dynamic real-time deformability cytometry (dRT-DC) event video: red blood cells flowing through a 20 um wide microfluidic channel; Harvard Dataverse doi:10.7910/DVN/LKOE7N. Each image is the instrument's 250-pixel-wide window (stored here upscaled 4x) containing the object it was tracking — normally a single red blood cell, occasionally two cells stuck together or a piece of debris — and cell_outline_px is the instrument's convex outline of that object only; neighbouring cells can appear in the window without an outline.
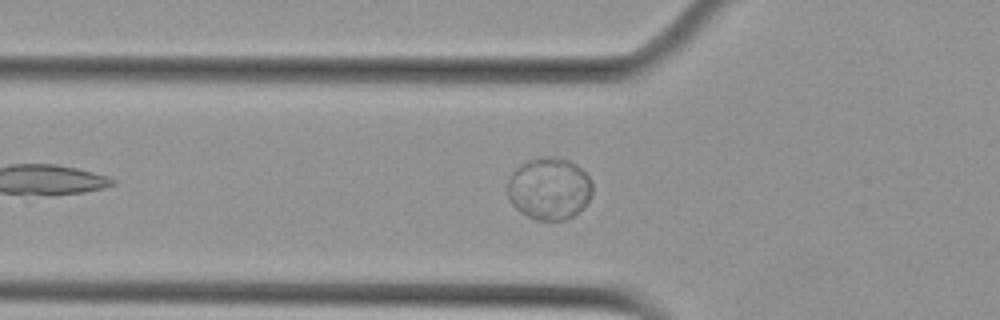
{"species": "Egyptian fruit bat (a non-hibernating species)", "species_latin": "Rousettus aegyptiacus", "temperature_condition": "cold", "stored_images_in_passage": 7, "camera_frame_rate_fps": 3000, "um_per_image_px": 0.085, "animal": {"sex": "female"}, "frame": {"image": 1, "passage_image": 6, "time_ms": 1.667, "image_size_px": [1000, 320], "cell_outline_px": [[592, 196], [572, 216], [564, 220], [536, 220], [520, 212], [508, 200], [508, 180], [512, 172], [520, 164], [528, 160], [540, 156], [556, 156], [568, 160], [576, 164], [592, 180]], "centroid_in_image_um": [46.66, 16.01], "position_along_channel_um": 79.1, "area_um2": 30.87}}
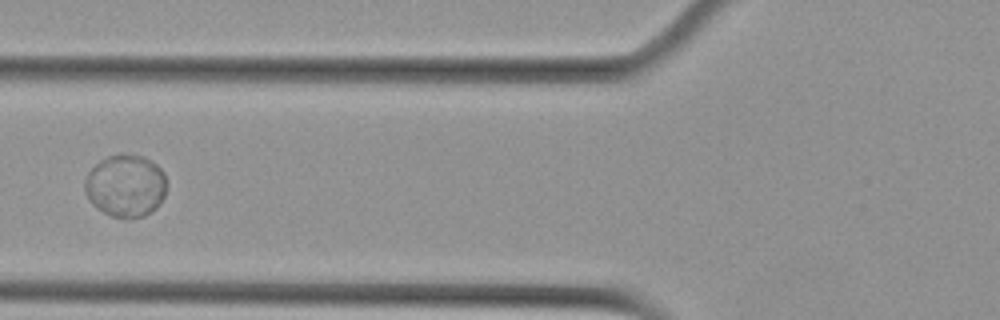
{"frame": {"image": 2, "passage_image": 7, "time_ms": 2.0, "image_size_px": [1000, 320], "cell_outline_px": [[168, 184], [164, 196], [160, 204], [156, 208], [144, 216], [112, 216], [96, 208], [92, 204], [84, 188], [84, 180], [88, 172], [100, 160], [108, 156], [120, 152], [124, 152], [144, 156], [156, 164], [164, 172]], "centroid_in_image_um": [10.7, 15.74], "position_along_channel_um": 115.1, "area_um2": 30.0}}